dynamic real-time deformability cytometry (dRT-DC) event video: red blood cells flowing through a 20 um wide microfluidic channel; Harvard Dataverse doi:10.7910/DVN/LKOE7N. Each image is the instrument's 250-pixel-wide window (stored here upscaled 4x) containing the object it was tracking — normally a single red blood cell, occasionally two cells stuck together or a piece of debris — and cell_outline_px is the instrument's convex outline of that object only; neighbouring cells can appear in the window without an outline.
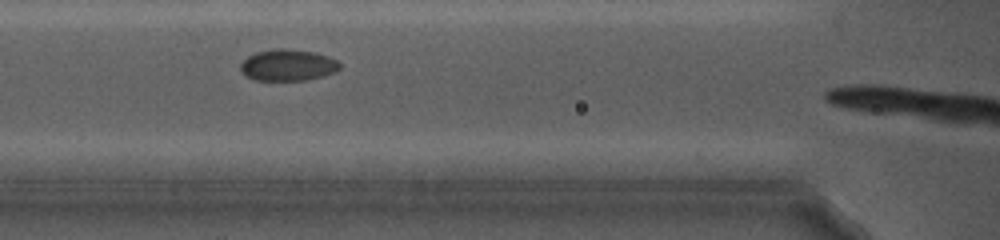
{"species": "common noctule bat (a hibernating species)", "species_latin": "Nyctalus noctula", "temperature_condition": "cold", "stored_images_in_passage": 14, "segment_of_instrument_passage": [2, 2], "camera_frame_rate_fps": 5000, "um_per_image_px": 0.085, "animal": {"sex": "female", "body_mass_g": 19.0, "forearm_length_mm": 56.7}, "frame": {"image": 1, "passage_image": 12, "time_ms": 5.8, "image_size_px": [1000, 240], "cell_outline_px": [[340, 68], [336, 72], [324, 76], [308, 80], [256, 80], [244, 76], [240, 72], [240, 64], [248, 56], [256, 52], [276, 48], [280, 48], [316, 52], [328, 56], [336, 60], [340, 64]], "centroid_in_image_um": [24.46, 5.54], "position_along_channel_um": 142.1, "area_um2": 18.38}}